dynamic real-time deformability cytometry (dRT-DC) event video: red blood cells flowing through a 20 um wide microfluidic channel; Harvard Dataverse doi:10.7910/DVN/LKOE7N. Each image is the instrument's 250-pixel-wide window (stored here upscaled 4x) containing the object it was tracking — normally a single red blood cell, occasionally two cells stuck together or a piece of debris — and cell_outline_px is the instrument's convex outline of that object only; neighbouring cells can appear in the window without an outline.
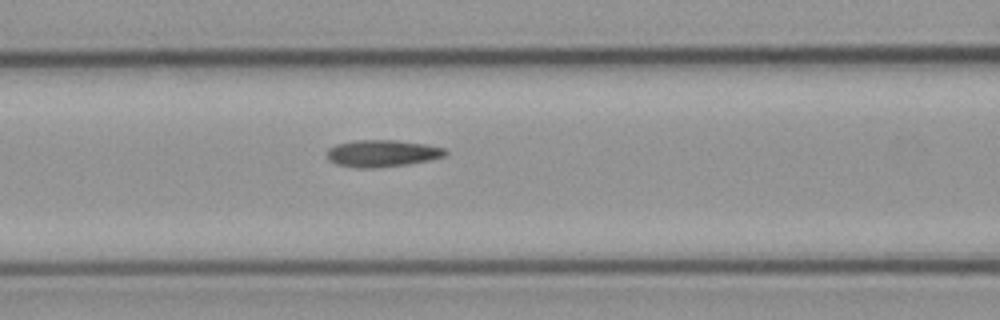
{"species": "common noctule bat (a hibernating species)", "species_latin": "Nyctalus noctula", "temperature_condition": "cold", "stored_images_in_passage": 3, "camera_frame_rate_fps": 3000, "um_per_image_px": 0.085, "animal": {"sex": "male", "body_mass_g": 23.1, "forearm_length_mm": 52.7}, "frame": {"image": 1, "passage_image": 3, "time_ms": 3.333, "image_size_px": [1000, 320], "cell_outline_px": [[448, 152], [444, 156], [428, 160], [408, 164], [376, 168], [352, 168], [336, 164], [328, 160], [328, 148], [336, 144], [352, 140], [396, 140], [424, 144], [444, 148]], "centroid_in_image_um": [32.44, 13.04], "position_along_channel_um": 134.2, "area_um2": 18.67}}